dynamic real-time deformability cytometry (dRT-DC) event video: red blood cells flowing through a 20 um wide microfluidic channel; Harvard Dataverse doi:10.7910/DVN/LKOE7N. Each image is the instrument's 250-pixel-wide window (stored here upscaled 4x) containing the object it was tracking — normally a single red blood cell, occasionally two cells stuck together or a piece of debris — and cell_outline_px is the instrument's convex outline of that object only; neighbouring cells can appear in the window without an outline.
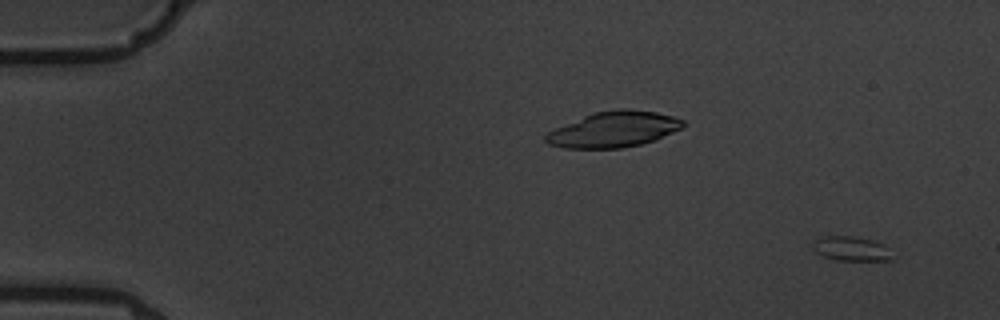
{"species": "common noctule bat (a hibernating species)", "species_latin": "Nyctalus noctula", "temperature_condition": "warm", "stored_images_in_passage": 5, "segment_of_instrument_passage": [1, 2], "camera_frame_rate_fps": 3000, "um_per_image_px": 0.085, "animal": {"sex": "male", "body_mass_g": 19.5, "forearm_length_mm": 54.6}, "frame": {"image": 1, "passage_image": 1, "time_ms": 0.0, "image_size_px": [1000, 320], "cell_outline_px": [[892, 260], [836, 260], [824, 256], [816, 252], [812, 248], [812, 244], [816, 240], [824, 236], [852, 236], [872, 240], [884, 244]], "centroid_in_image_um": [72.31, 21.13], "position_along_channel_um": 12.7, "area_um2": 11.04}}